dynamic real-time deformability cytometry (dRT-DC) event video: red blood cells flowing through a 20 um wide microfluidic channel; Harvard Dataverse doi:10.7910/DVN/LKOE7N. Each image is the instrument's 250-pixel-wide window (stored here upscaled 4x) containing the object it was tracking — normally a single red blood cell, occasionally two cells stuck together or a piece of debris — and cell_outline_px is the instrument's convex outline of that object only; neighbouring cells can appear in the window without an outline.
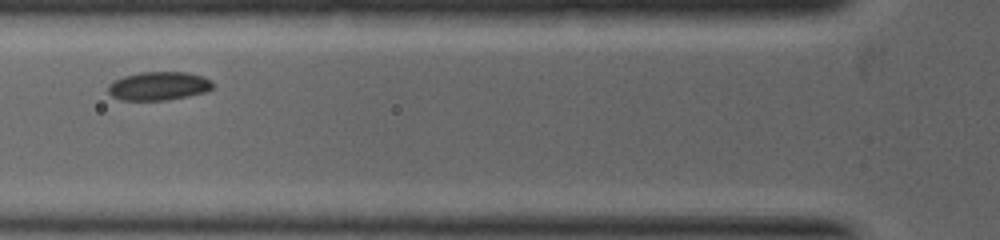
{"species": "common noctule bat (a hibernating species)", "species_latin": "Nyctalus noctula", "temperature_condition": "warm", "stored_images_in_passage": 3, "camera_frame_rate_fps": 5000, "um_per_image_px": 0.085, "animal": {"sex": "female", "body_mass_g": 19.0, "forearm_length_mm": 53.3}, "frame": {"image": 1, "passage_image": 2, "time_ms": 0.6, "image_size_px": [1000, 240], "cell_outline_px": [[212, 88], [204, 92], [188, 96], [168, 100], [120, 100], [112, 96], [108, 92], [108, 84], [112, 80], [124, 76], [140, 72], [188, 72], [212, 80]], "centroid_in_image_um": [13.44, 7.31], "position_along_channel_um": 112.4, "area_um2": 17.46}}